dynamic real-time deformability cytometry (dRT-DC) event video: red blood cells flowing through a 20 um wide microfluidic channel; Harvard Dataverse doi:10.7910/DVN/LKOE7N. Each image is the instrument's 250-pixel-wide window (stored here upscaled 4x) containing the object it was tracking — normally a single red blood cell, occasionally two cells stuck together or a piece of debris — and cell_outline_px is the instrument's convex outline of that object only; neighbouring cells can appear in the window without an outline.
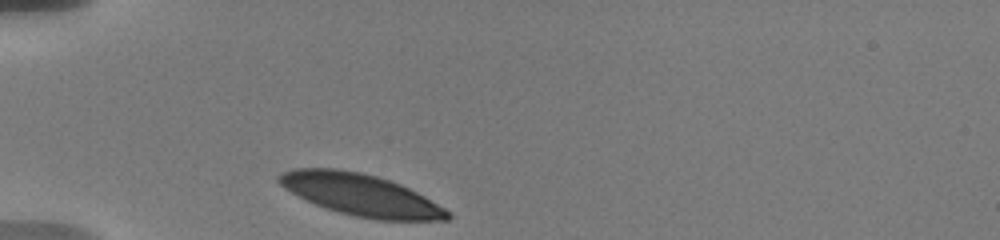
{"species": "human", "species_latin": "Homo sapiens", "temperature_condition": "warm", "stored_images_in_passage": 3, "camera_frame_rate_fps": 3000, "um_per_image_px": 0.085, "donor": {"sex": "male"}, "frame": {"image": 1, "passage_image": 1, "time_ms": 0.0, "image_size_px": [1000, 240], "cell_outline_px": [[452, 216], [448, 220], [376, 220], [356, 216], [340, 212], [316, 204], [284, 188], [276, 180], [276, 176], [292, 168], [336, 168], [360, 172], [376, 176], [400, 184], [424, 196], [452, 212]], "centroid_in_image_um": [30.68, 16.56], "position_along_channel_um": 54.3, "area_um2": 40.69}}